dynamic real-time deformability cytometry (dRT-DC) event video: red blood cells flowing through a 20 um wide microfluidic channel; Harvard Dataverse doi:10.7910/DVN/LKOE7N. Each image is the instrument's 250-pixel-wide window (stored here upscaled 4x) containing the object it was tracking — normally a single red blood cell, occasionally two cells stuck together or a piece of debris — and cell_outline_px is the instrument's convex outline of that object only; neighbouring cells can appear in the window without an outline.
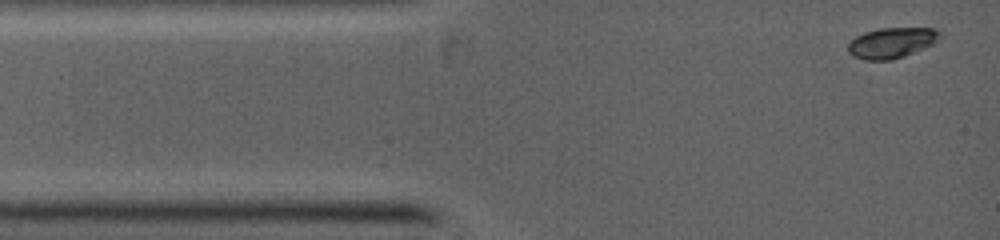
{"species": "common noctule bat (a hibernating species)", "species_latin": "Nyctalus noctula", "temperature_condition": "warm", "stored_images_in_passage": 7, "camera_frame_rate_fps": 5000, "um_per_image_px": 0.085, "animal": {"sex": "female", "body_mass_g": 19.0, "forearm_length_mm": 53.3}, "frame": {"image": 1, "passage_image": 1, "time_ms": 0.0, "image_size_px": [1000, 240], "cell_outline_px": [[944, 36], [940, 40], [924, 48], [904, 56], [892, 60], [864, 60], [852, 56], [848, 52], [848, 44], [856, 36], [864, 32], [880, 28], [936, 28]], "centroid_in_image_um": [75.82, 3.63], "position_along_channel_um": 9.2, "area_um2": 16.53}}
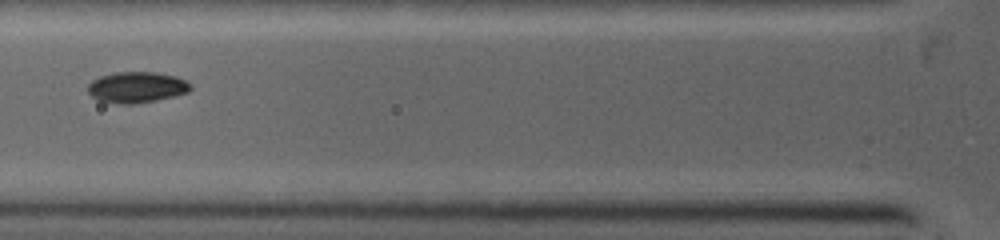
{"frame": {"image": 2, "passage_image": 4, "time_ms": 3.4, "image_size_px": [1000, 240], "cell_outline_px": [[192, 88], [188, 92], [156, 100], [132, 104], [120, 104], [100, 100], [92, 96], [88, 92], [88, 84], [92, 80], [100, 76], [116, 72], [156, 72], [176, 76], [192, 84]], "centroid_in_image_um": [11.62, 7.41], "position_along_channel_um": 114.2, "area_um2": 18.44}}
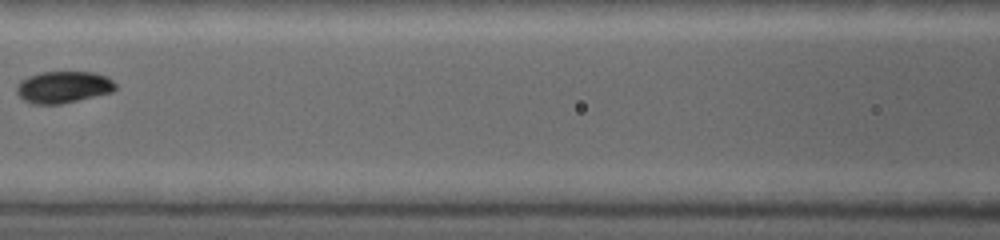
{"frame": {"image": 3, "passage_image": 6, "time_ms": 4.4, "image_size_px": [1000, 240], "cell_outline_px": [[116, 88], [112, 92], [60, 104], [32, 104], [24, 100], [16, 92], [16, 88], [20, 80], [28, 76], [40, 72], [92, 72], [104, 76], [112, 80], [116, 84]], "centroid_in_image_um": [5.35, 7.4], "position_along_channel_um": 161.2, "area_um2": 18.21}}